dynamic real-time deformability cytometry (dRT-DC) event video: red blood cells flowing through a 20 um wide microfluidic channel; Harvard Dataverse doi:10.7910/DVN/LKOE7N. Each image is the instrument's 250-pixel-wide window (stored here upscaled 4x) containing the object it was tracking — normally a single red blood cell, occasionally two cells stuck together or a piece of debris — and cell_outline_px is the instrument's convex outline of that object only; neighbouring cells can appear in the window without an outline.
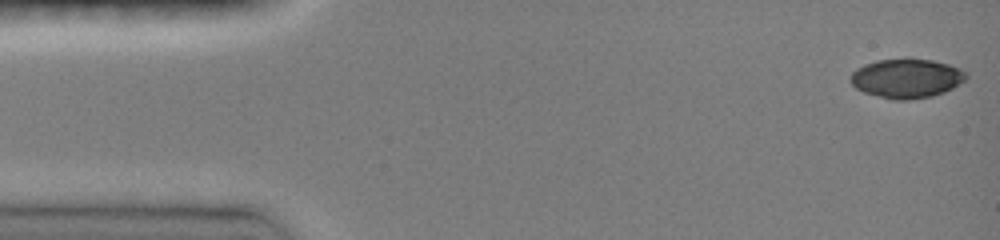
{"species": "common noctule bat (a hibernating species)", "species_latin": "Nyctalus noctula", "temperature_condition": "room temperature", "stored_images_in_passage": 22, "camera_frame_rate_fps": 3000, "um_per_image_px": 0.085, "animal": {"sex": "female", "body_mass_g": 19.0, "forearm_length_mm": 51.5}, "frame": {"image": 1, "passage_image": 1, "time_ms": 0.0, "image_size_px": [1000, 240], "cell_outline_px": [[968, 76], [964, 80], [952, 88], [944, 92], [932, 96], [908, 100], [892, 100], [864, 92], [856, 88], [848, 80], [852, 72], [856, 68], [864, 64], [876, 60], [908, 56], [932, 60], [948, 64], [960, 68], [968, 72]], "centroid_in_image_um": [77.04, 6.62], "position_along_channel_um": 8.0, "area_um2": 27.11}}
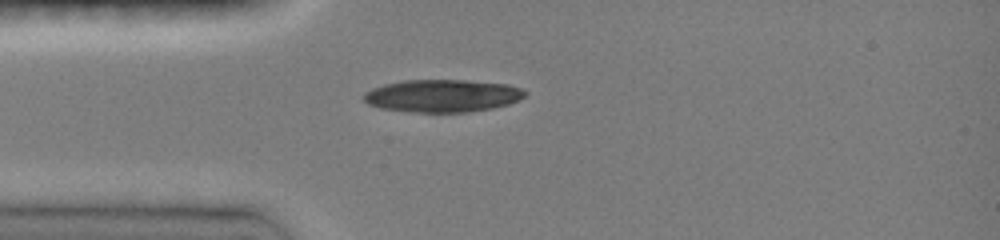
{"frame": {"image": 2, "passage_image": 11, "time_ms": 3.667, "image_size_px": [1000, 240], "cell_outline_px": [[528, 92], [524, 96], [508, 104], [492, 108], [468, 112], [416, 112], [380, 108], [368, 104], [360, 96], [364, 92], [372, 88], [384, 84], [404, 80], [468, 80], [508, 84], [520, 88]], "centroid_in_image_um": [37.57, 8.13], "position_along_channel_um": 47.4, "area_um2": 30.69}}